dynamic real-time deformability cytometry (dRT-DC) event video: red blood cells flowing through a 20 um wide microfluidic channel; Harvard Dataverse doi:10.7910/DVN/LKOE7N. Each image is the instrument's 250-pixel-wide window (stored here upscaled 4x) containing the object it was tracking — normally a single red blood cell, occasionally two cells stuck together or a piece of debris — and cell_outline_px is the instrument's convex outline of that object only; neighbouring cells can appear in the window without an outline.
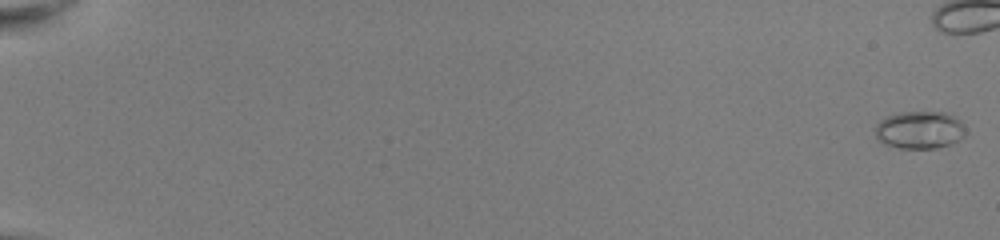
{"species": "common noctule bat (a hibernating species)", "species_latin": "Nyctalus noctula", "temperature_condition": "room temperature", "stored_images_in_passage": 45, "camera_frame_rate_fps": 3000, "um_per_image_px": 0.085, "animal": {"sex": "female", "body_mass_g": 22.0, "forearm_length_mm": 56.7}, "frame": {"image": 1, "passage_image": 1, "time_ms": 0.0, "image_size_px": [1000, 240], "cell_outline_px": [[964, 136], [952, 144], [936, 148], [900, 148], [884, 144], [876, 140], [876, 124], [880, 120], [888, 116], [900, 112], [944, 112], [956, 116], [964, 128]], "centroid_in_image_um": [78.15, 11.05], "position_along_channel_um": 6.8, "area_um2": 19.83}}